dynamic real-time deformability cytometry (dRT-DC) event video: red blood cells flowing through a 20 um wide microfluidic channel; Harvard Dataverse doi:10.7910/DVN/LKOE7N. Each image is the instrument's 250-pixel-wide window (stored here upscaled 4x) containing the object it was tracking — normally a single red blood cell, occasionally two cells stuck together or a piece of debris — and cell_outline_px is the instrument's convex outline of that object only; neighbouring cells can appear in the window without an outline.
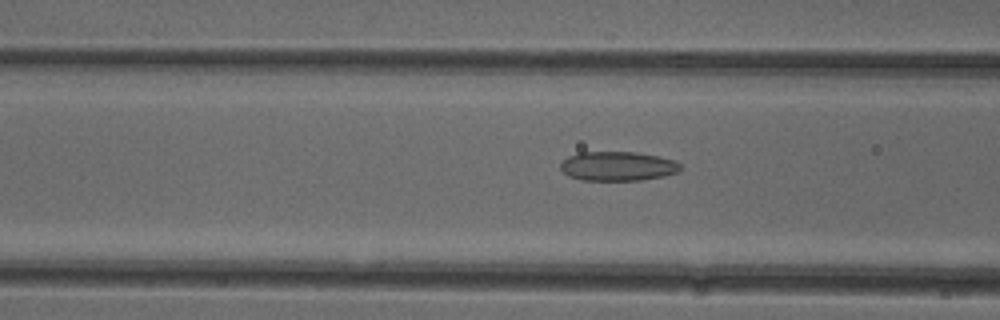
{"species": "common noctule bat (a hibernating species)", "species_latin": "Nyctalus noctula", "temperature_condition": "cold", "stored_images_in_passage": 52, "camera_frame_rate_fps": 3000, "um_per_image_px": 0.085, "animal": {"sex": "female"}, "frame": {"image": 1, "passage_image": 20, "time_ms": 6.333, "image_size_px": [1000, 320], "cell_outline_px": [[680, 168], [676, 172], [664, 176], [640, 180], [580, 180], [568, 176], [560, 168], [560, 164], [568, 156], [580, 152], [636, 152], [660, 156], [676, 160], [680, 164]], "centroid_in_image_um": [52.5, 14.12], "position_along_channel_um": 114.1, "area_um2": 20.52}}
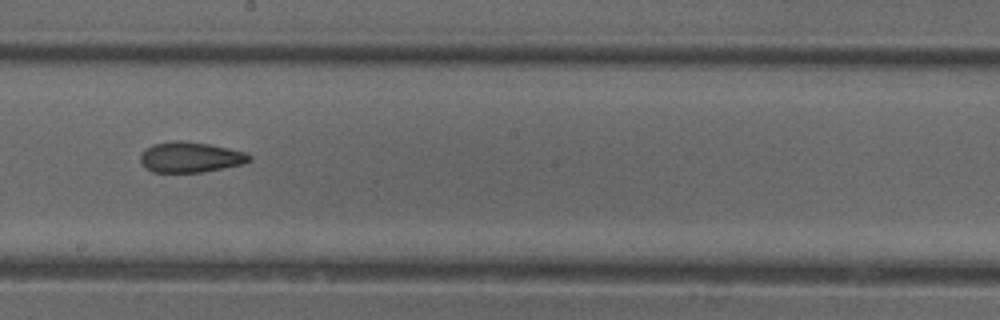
{"frame": {"image": 2, "passage_image": 29, "time_ms": 9.333, "image_size_px": [1000, 320], "cell_outline_px": [[252, 160], [244, 164], [204, 172], [152, 172], [144, 168], [140, 160], [140, 156], [144, 148], [152, 144], [172, 140], [180, 140], [208, 144], [228, 148], [244, 152], [252, 156]], "centroid_in_image_um": [16.16, 13.36], "position_along_channel_um": 232.0, "area_um2": 19.59}}
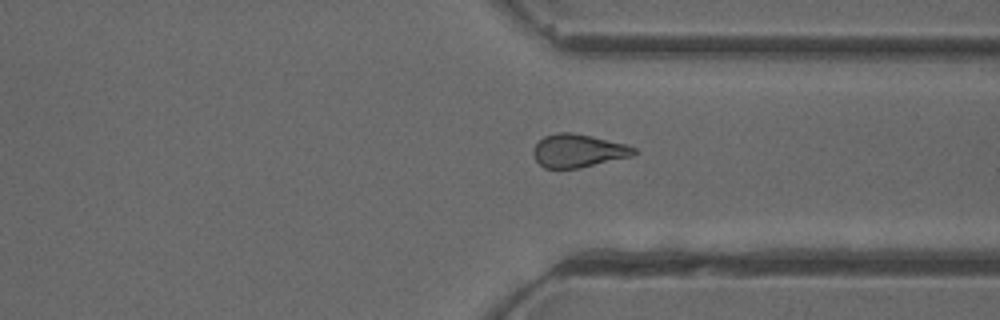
{"frame": {"image": 3, "passage_image": 39, "time_ms": 12.667, "image_size_px": [1000, 320], "cell_outline_px": [[636, 152], [632, 156], [580, 168], [544, 168], [536, 160], [532, 152], [532, 148], [544, 136], [556, 132], [572, 132], [592, 136], [624, 144], [636, 148]], "centroid_in_image_um": [49.11, 12.81], "position_along_channel_um": 362.3, "area_um2": 19.42}, "authors_computed_cell_mechanics": {"area_um2": 19.9988, "velocity_mm_per_s": 3.9265, "shape_relaxation_time_tau1_ms": null, "shape_relaxation_time_tau2_ms": 4.3547, "deformation_change_tau1": null, "deformation_change_tau2": 0.1182}}